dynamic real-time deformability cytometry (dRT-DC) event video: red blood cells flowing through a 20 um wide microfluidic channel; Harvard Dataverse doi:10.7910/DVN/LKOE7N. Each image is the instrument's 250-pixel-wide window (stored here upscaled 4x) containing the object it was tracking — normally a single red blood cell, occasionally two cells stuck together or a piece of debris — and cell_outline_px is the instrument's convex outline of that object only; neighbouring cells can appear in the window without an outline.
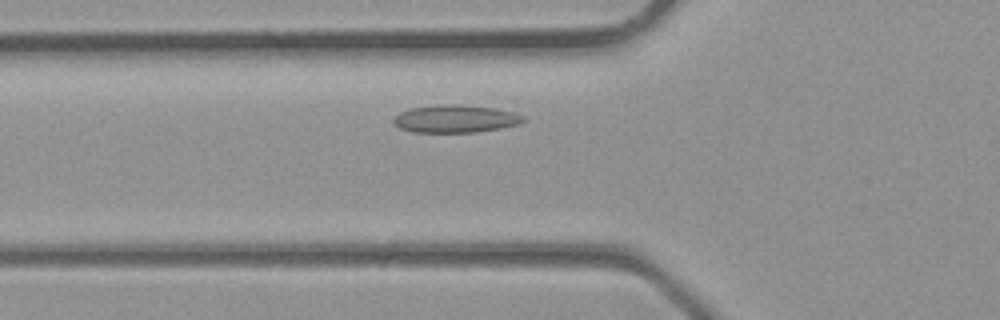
{"species": "common noctule bat (a hibernating species)", "species_latin": "Nyctalus noctula", "temperature_condition": "room temperature", "stored_images_in_passage": 4, "camera_frame_rate_fps": 3000, "um_per_image_px": 0.085, "animal": {"sex": "male", "body_mass_g": 23.1, "forearm_length_mm": 52.7}, "frame": {"image": 1, "passage_image": 4, "time_ms": 1.0, "image_size_px": [1000, 320], "cell_outline_px": [[524, 120], [520, 124], [500, 128], [476, 132], [412, 132], [400, 128], [392, 120], [400, 112], [412, 108], [444, 104], [456, 104], [492, 108], [512, 112], [524, 116]], "centroid_in_image_um": [38.71, 10.1], "position_along_channel_um": 87.1, "area_um2": 20.63}}